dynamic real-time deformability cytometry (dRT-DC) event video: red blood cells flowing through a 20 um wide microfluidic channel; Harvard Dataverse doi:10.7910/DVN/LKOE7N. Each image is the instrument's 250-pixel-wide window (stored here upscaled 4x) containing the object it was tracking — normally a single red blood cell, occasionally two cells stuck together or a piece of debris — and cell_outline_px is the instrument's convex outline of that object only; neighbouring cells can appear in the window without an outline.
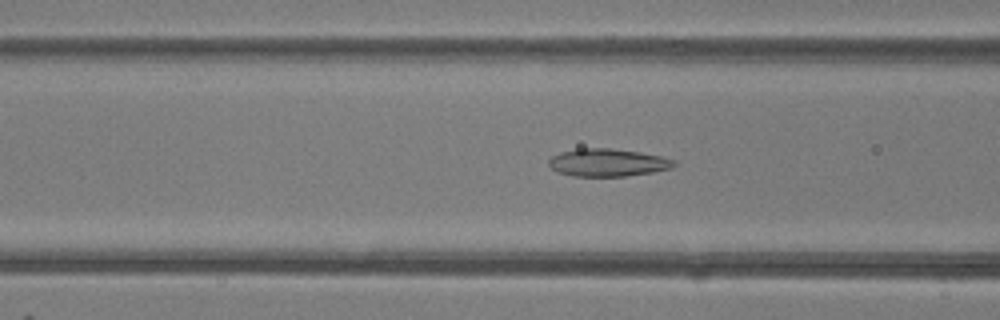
{"species": "common noctule bat (a hibernating species)", "species_latin": "Nyctalus noctula", "temperature_condition": "room temperature", "stored_images_in_passage": 48, "camera_frame_rate_fps": 3000, "um_per_image_px": 0.085, "animal": {"sex": "female"}, "frame": {"image": 1, "passage_image": 19, "time_ms": 6.0, "image_size_px": [1000, 320], "cell_outline_px": [[676, 164], [672, 168], [652, 172], [624, 176], [572, 176], [556, 172], [548, 164], [548, 160], [552, 156], [560, 152], [580, 148], [612, 148], [640, 152], [660, 156], [676, 160]], "centroid_in_image_um": [51.64, 13.81], "position_along_channel_um": 115.0, "area_um2": 20.29}}
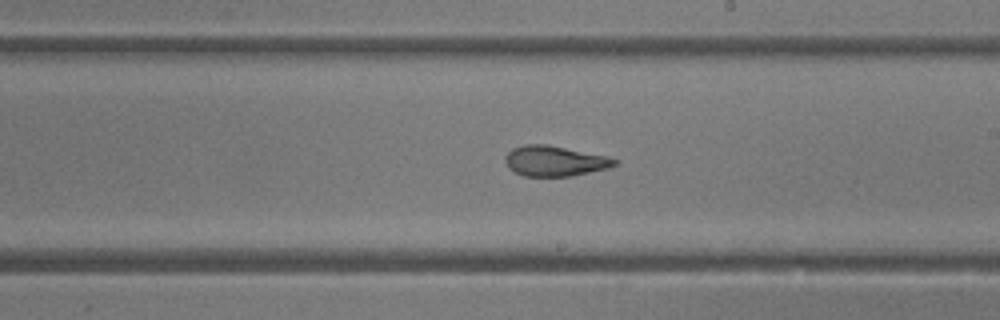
{"frame": {"image": 2, "passage_image": 28, "time_ms": 9.0, "image_size_px": [1000, 320], "cell_outline_px": [[620, 160], [616, 164], [608, 168], [572, 176], [524, 176], [508, 168], [504, 160], [504, 156], [512, 148], [524, 144], [548, 144], [608, 156]], "centroid_in_image_um": [47.15, 13.67], "position_along_channel_um": 241.9, "area_um2": 19.54}}
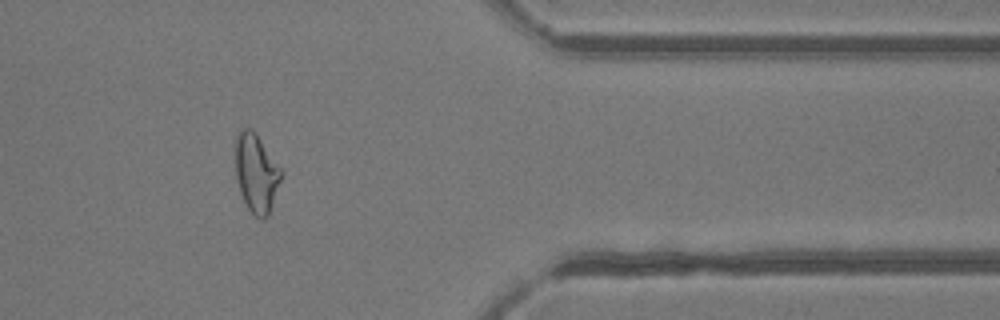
{"frame": {"image": 3, "passage_image": 40, "time_ms": 13.0, "image_size_px": [1000, 320], "cell_outline_px": [[284, 172], [268, 216], [264, 220], [260, 220], [248, 208], [240, 192], [236, 180], [236, 136], [240, 128], [252, 128], [256, 132]], "centroid_in_image_um": [21.8, 14.69], "position_along_channel_um": 389.6, "area_um2": 21.15}, "authors_computed_cell_mechanics": {"area_um2": 21.7906, "velocity_mm_per_s": 4.2169, "shape_relaxation_time_tau1_ms": 9.4234, "shape_relaxation_time_tau2_ms": 1.5163, "deformation_change_tau1": 0.2742, "deformation_change_tau2": 0.0949}}